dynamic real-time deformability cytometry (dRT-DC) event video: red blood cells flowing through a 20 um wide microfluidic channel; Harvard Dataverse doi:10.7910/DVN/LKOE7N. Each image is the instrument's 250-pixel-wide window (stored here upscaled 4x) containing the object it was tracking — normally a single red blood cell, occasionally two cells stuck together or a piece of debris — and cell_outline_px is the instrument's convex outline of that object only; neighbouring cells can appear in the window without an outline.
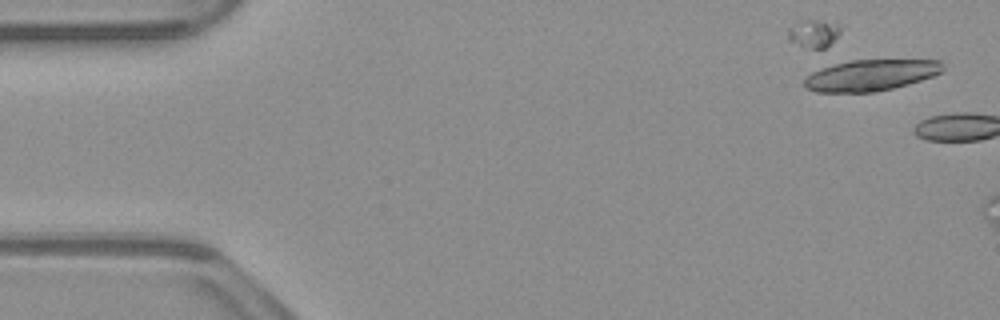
{"species": "common noctule bat (a hibernating species)", "species_latin": "Nyctalus noctula", "temperature_condition": "warm", "stored_images_in_passage": 2, "camera_frame_rate_fps": 3000, "um_per_image_px": 0.085, "animal": {"sex": "male", "body_mass_g": 23.1, "forearm_length_mm": 52.7}, "frame": {"image": 1, "passage_image": 1, "time_ms": 0.0, "image_size_px": [1000, 320], "cell_outline_px": [[944, 68], [940, 72], [932, 76], [908, 84], [876, 92], [816, 92], [808, 88], [804, 84], [804, 80], [812, 72], [820, 68], [852, 60], [940, 60], [944, 64]], "centroid_in_image_um": [74.02, 6.39], "position_along_channel_um": 11.0, "area_um2": 24.91}}